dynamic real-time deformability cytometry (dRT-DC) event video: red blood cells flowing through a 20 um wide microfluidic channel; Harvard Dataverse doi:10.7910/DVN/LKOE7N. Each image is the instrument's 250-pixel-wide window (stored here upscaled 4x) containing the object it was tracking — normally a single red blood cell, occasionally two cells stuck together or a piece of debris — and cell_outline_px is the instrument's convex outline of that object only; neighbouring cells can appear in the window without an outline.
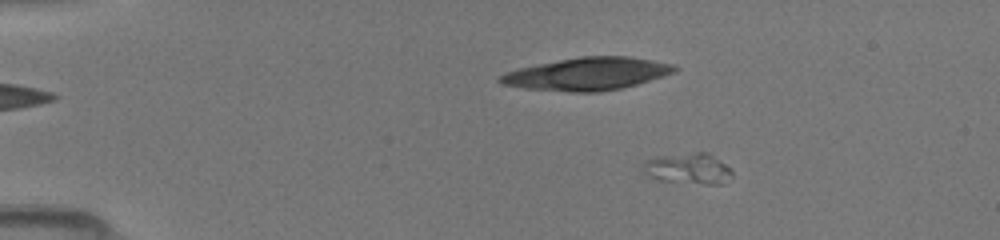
{"species": "common noctule bat (a hibernating species)", "species_latin": "Nyctalus noctula", "temperature_condition": "room temperature", "stored_images_in_passage": 78, "camera_frame_rate_fps": 3000, "um_per_image_px": 0.085, "animal": {"sex": "female", "body_mass_g": 19.5, "forearm_length_mm": 54.1}, "frame": {"image": 1, "passage_image": 20, "time_ms": 3.0, "image_size_px": [1000, 240], "cell_outline_px": [[732, 180], [724, 184], [708, 184], [660, 180], [648, 176], [640, 172], [640, 168], [648, 160], [656, 156], [696, 152], [704, 152], [712, 156], [724, 164], [732, 172]], "centroid_in_image_um": [58.47, 14.34], "position_along_channel_um": 26.5, "area_um2": 16.01}}
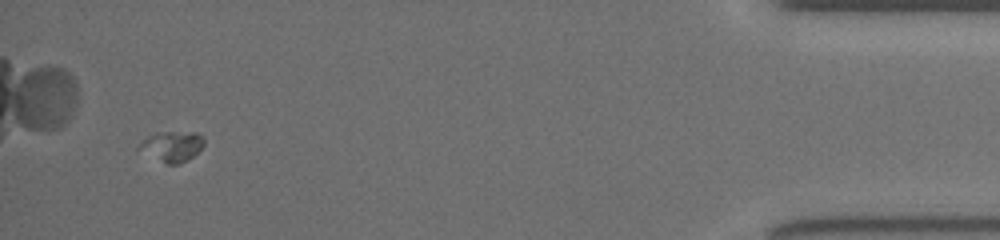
{"frame": {"image": 2, "passage_image": 74, "time_ms": 16.333, "image_size_px": [1000, 240], "cell_outline_px": [[204, 144], [192, 156], [180, 164], [168, 164], [136, 148], [140, 140], [148, 136], [164, 132], [196, 132], [204, 136]], "centroid_in_image_um": [14.62, 12.42], "position_along_channel_um": 420.6, "area_um2": 11.27}}